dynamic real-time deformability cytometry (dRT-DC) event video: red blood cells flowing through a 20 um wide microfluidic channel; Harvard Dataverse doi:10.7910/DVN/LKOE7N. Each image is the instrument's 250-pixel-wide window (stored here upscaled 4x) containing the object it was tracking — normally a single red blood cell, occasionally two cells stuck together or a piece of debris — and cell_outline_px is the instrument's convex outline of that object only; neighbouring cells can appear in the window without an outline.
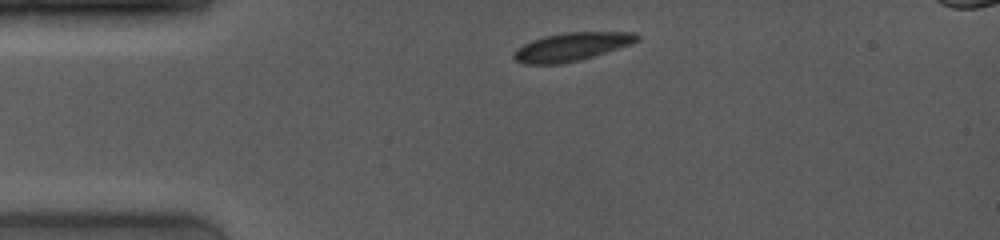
{"species": "common noctule bat (a hibernating species)", "species_latin": "Nyctalus noctula", "temperature_condition": "room temperature", "stored_images_in_passage": 2, "camera_frame_rate_fps": 4000, "um_per_image_px": 0.085, "animal": {"sex": "female", "body_mass_g": 19.0, "forearm_length_mm": 53.3}, "frame": {"image": 1, "passage_image": 1, "time_ms": 0.0, "image_size_px": [1000, 240], "cell_outline_px": [[640, 40], [632, 44], [592, 56], [560, 64], [524, 64], [516, 60], [512, 56], [512, 52], [516, 48], [532, 40], [544, 36], [568, 32], [636, 32], [640, 36]], "centroid_in_image_um": [48.58, 3.96], "position_along_channel_um": 36.4, "area_um2": 20.23}}